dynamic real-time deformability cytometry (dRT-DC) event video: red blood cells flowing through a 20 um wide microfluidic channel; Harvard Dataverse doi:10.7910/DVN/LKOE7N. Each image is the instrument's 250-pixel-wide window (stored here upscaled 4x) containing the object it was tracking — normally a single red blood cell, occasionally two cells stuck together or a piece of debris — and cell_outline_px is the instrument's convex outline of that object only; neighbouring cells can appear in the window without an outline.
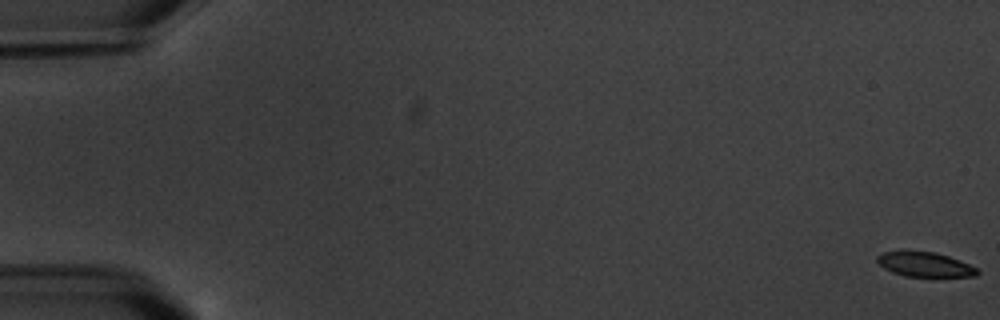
{"species": "common noctule bat (a hibernating species)", "species_latin": "Nyctalus noctula", "temperature_condition": "warm", "stored_images_in_passage": 8, "camera_frame_rate_fps": 3000, "um_per_image_px": 0.085, "animal": {"sex": "male", "body_mass_g": 20.1, "forearm_length_mm": 53.5}, "frame": {"image": 1, "passage_image": 1, "time_ms": 0.0, "image_size_px": [1000, 320], "cell_outline_px": [[980, 272], [976, 276], [904, 276], [892, 272], [884, 268], [876, 260], [876, 256], [884, 252], [900, 248], [904, 248], [936, 252], [960, 260], [976, 268]], "centroid_in_image_um": [78.53, 22.42], "position_along_channel_um": 6.5, "area_um2": 14.85}}
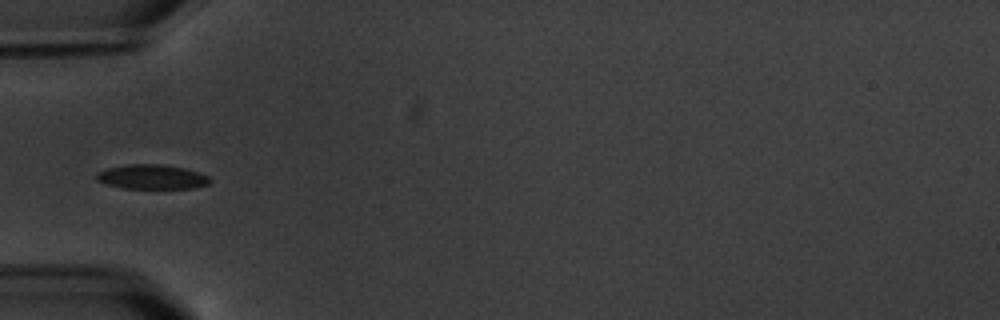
{"frame": {"image": 2, "passage_image": 6, "time_ms": 6.667, "image_size_px": [1000, 320], "cell_outline_px": [[212, 180], [208, 184], [192, 188], [120, 188], [96, 180], [96, 172], [108, 168], [128, 164], [160, 164], [184, 168], [208, 176]], "centroid_in_image_um": [12.88, 15.03], "position_along_channel_um": 72.1, "area_um2": 16.07}}
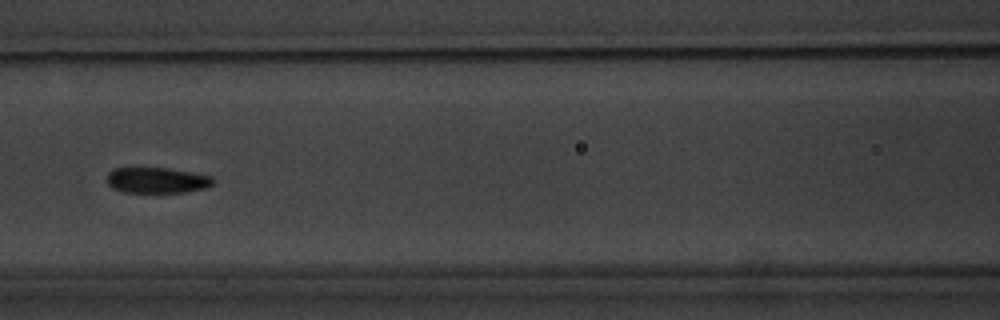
{"frame": {"image": 3, "passage_image": 8, "time_ms": 9.0, "image_size_px": [1000, 320], "cell_outline_px": [[212, 184], [204, 188], [184, 192], [124, 192], [112, 188], [108, 184], [108, 172], [112, 168], [128, 164], [168, 168], [212, 176]], "centroid_in_image_um": [13.21, 15.26], "position_along_channel_um": 153.4, "area_um2": 16.53}}